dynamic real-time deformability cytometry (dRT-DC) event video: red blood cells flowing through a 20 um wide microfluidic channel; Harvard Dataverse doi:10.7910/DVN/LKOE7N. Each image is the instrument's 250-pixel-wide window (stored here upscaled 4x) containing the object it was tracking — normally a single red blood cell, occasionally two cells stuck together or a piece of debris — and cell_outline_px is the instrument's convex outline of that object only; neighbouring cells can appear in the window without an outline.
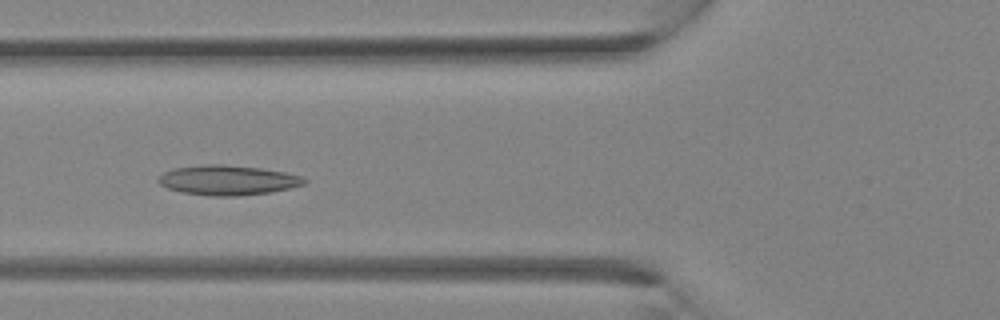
{"species": "Egyptian fruit bat (a non-hibernating species)", "species_latin": "Rousettus aegyptiacus", "temperature_condition": "room temperature", "stored_images_in_passage": 34, "camera_frame_rate_fps": 3000, "um_per_image_px": 0.085, "animal": {"sex": "female"}, "frame": {"image": 1, "passage_image": 13, "time_ms": 4.0, "image_size_px": [1000, 320], "cell_outline_px": [[308, 180], [304, 184], [288, 188], [268, 192], [236, 196], [212, 196], [184, 192], [168, 188], [160, 184], [156, 180], [164, 172], [172, 168], [204, 164], [224, 164], [260, 168], [284, 172], [300, 176]], "centroid_in_image_um": [19.32, 15.3], "position_along_channel_um": 106.5, "area_um2": 25.14}}
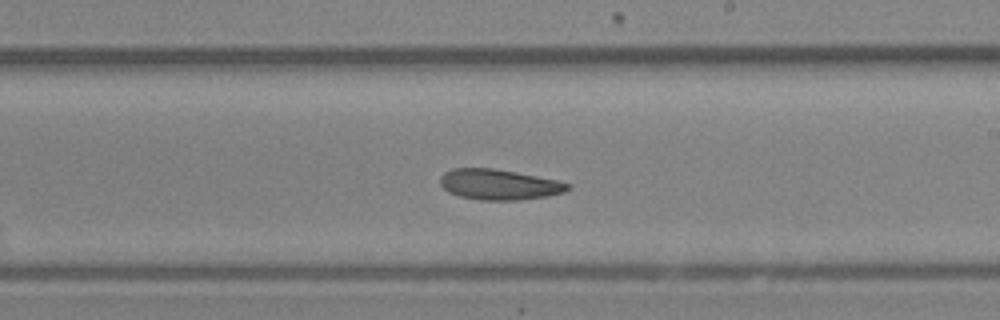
{"frame": {"image": 2, "passage_image": 20, "time_ms": 6.333, "image_size_px": [1000, 320], "cell_outline_px": [[572, 188], [564, 192], [544, 196], [520, 200], [480, 200], [460, 196], [448, 192], [440, 184], [440, 176], [444, 172], [452, 168], [492, 168], [516, 172], [556, 180], [572, 184]], "centroid_in_image_um": [42.41, 15.68], "position_along_channel_um": 246.6, "area_um2": 22.66}}
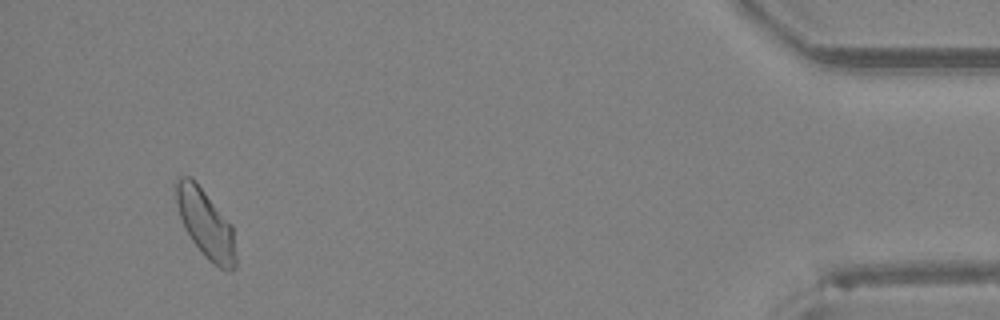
{"frame": {"image": 3, "passage_image": 32, "time_ms": 10.333, "image_size_px": [1000, 320], "cell_outline_px": [[236, 264], [232, 272], [228, 272], [220, 268], [208, 260], [204, 256], [192, 240], [184, 228], [176, 204], [176, 176], [188, 176], [204, 192], [232, 224], [236, 256]], "centroid_in_image_um": [17.49, 19.07], "position_along_channel_um": 417.7, "area_um2": 23.52}}